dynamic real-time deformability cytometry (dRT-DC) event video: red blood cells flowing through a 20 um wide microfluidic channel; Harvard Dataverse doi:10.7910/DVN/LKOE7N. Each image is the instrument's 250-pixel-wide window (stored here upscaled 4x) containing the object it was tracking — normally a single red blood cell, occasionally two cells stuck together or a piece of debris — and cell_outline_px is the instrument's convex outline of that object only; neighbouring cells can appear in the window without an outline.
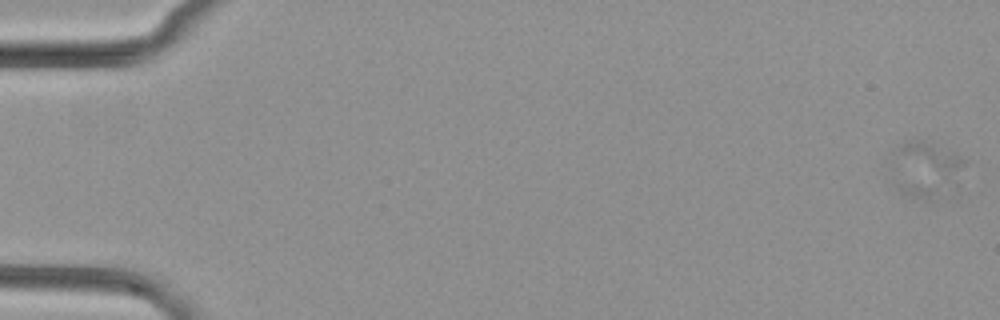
{"species": "common noctule bat (a hibernating species)", "species_latin": "Nyctalus noctula", "temperature_condition": "cold", "stored_images_in_passage": 5, "camera_frame_rate_fps": 3000, "um_per_image_px": 0.085, "animal": {"sex": "female", "body_mass_g": 29.2, "forearm_length_mm": 56.3}, "frame": {"image": 1, "passage_image": 1, "time_ms": 0.0, "image_size_px": [1000, 320], "cell_outline_px": [[964, 164], [936, 200], [928, 204], [908, 196], [900, 192], [896, 188], [892, 180], [884, 160], [892, 152], [908, 140], [924, 140], [960, 156], [964, 160]], "centroid_in_image_um": [78.42, 14.41], "position_along_channel_um": 6.6, "area_um2": 24.1}}